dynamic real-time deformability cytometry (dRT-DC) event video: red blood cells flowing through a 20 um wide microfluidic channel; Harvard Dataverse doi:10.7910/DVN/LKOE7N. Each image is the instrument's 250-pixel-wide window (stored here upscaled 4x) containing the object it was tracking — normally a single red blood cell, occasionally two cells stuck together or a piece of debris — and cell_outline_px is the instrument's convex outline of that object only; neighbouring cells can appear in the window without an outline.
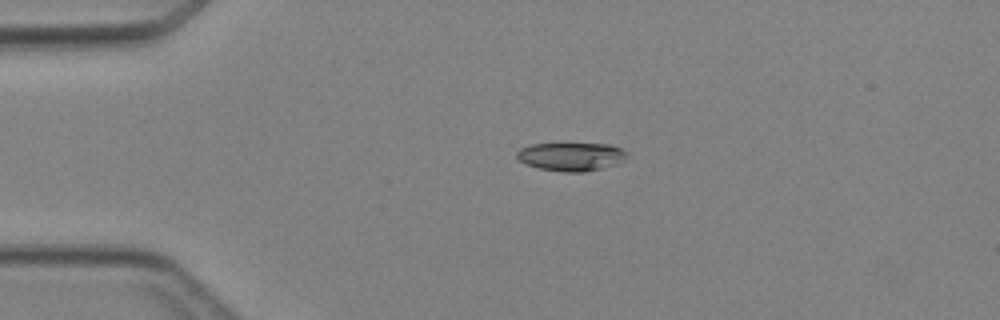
{"species": "Egyptian fruit bat (a non-hibernating species)", "species_latin": "Rousettus aegyptiacus", "temperature_condition": "cold", "stored_images_in_passage": 5, "camera_frame_rate_fps": 3000, "um_per_image_px": 0.085, "animal": {"sex": "female"}, "frame": {"image": 1, "passage_image": 2, "time_ms": 2.0, "image_size_px": [1000, 320], "cell_outline_px": [[628, 156], [620, 164], [584, 172], [564, 172], [540, 168], [528, 164], [520, 160], [516, 156], [516, 152], [520, 148], [532, 144], [568, 140], [608, 144], [620, 148], [628, 152]], "centroid_in_image_um": [48.59, 13.25], "position_along_channel_um": 36.4, "area_um2": 19.31}}
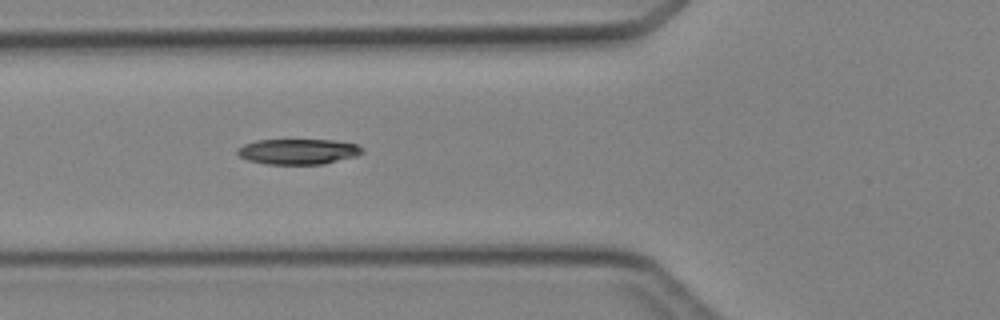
{"frame": {"image": 2, "passage_image": 4, "time_ms": 4.333, "image_size_px": [1000, 320], "cell_outline_px": [[364, 152], [356, 156], [324, 164], [268, 164], [248, 160], [240, 156], [236, 152], [244, 144], [256, 140], [332, 140], [356, 144], [364, 148]], "centroid_in_image_um": [25.38, 12.88], "position_along_channel_um": 100.4, "area_um2": 18.44}}
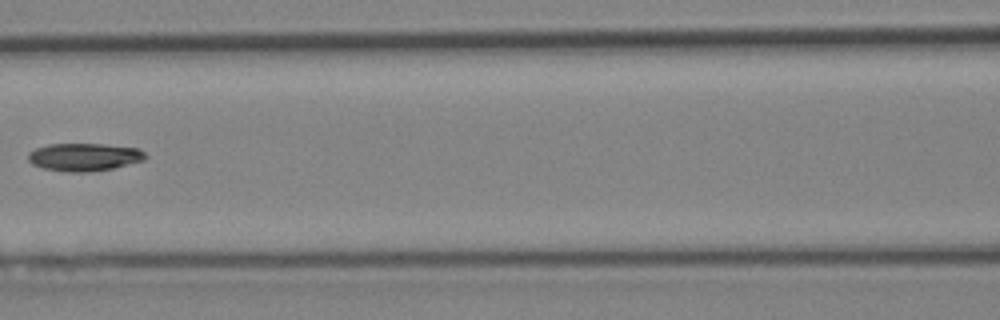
{"frame": {"image": 3, "passage_image": 5, "time_ms": 5.667, "image_size_px": [1000, 320], "cell_outline_px": [[148, 156], [144, 160], [112, 168], [88, 172], [68, 172], [44, 168], [32, 164], [28, 160], [28, 152], [36, 148], [48, 144], [104, 144], [140, 148]], "centroid_in_image_um": [7.16, 13.34], "position_along_channel_um": 159.4, "area_um2": 19.02}}